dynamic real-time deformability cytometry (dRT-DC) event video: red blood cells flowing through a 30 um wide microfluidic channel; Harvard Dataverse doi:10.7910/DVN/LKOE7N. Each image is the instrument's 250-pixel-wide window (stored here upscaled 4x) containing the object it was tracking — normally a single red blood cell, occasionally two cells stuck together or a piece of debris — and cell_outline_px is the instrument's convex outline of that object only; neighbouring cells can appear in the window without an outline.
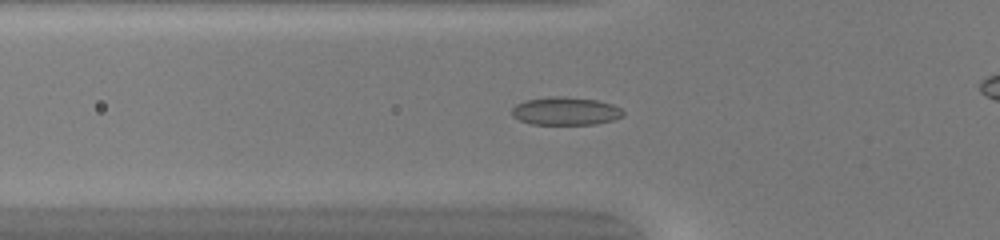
{"species": "common noctule bat (a hibernating species)", "species_latin": "Nyctalus noctula", "temperature_condition": "warm", "stored_images_in_passage": 52, "camera_frame_rate_fps": 3000, "um_per_image_px": 0.085, "animal": {"sex": "female", "body_mass_g": 20.0, "forearm_length_mm": 54.0}, "frame": {"image": 1, "passage_image": 19, "time_ms": 6.0, "image_size_px": [1000, 240], "cell_outline_px": [[624, 116], [612, 120], [596, 124], [532, 124], [520, 120], [512, 116], [512, 108], [516, 104], [524, 100], [552, 96], [564, 96], [596, 100], [612, 104], [620, 108], [624, 112]], "centroid_in_image_um": [48.06, 9.44], "position_along_channel_um": 77.7, "area_um2": 18.21}}
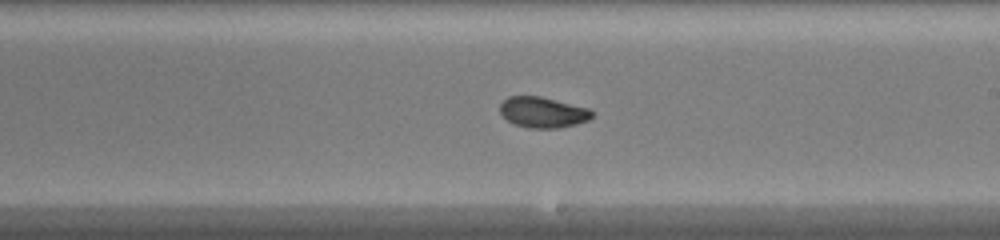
{"frame": {"image": 2, "passage_image": 31, "time_ms": 10.0, "image_size_px": [1000, 240], "cell_outline_px": [[592, 116], [588, 120], [576, 124], [556, 128], [528, 128], [512, 124], [500, 112], [500, 104], [508, 96], [540, 96], [588, 108], [592, 112]], "centroid_in_image_um": [46.11, 9.55], "position_along_channel_um": 242.9, "area_um2": 16.36}}
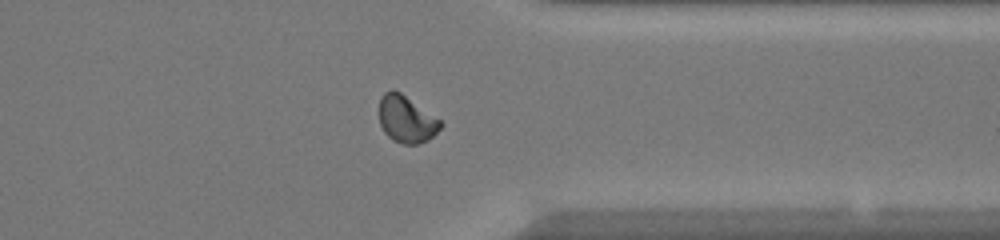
{"frame": {"image": 3, "passage_image": 41, "time_ms": 13.333, "image_size_px": [1000, 240], "cell_outline_px": [[444, 124], [428, 140], [416, 144], [404, 144], [392, 140], [384, 132], [380, 124], [380, 96], [384, 92], [392, 88], [400, 92], [440, 120]], "centroid_in_image_um": [34.52, 10.13], "position_along_channel_um": 376.9, "area_um2": 16.65}, "authors_computed_cell_mechanics": {"area_um2": 16.6753, "velocity_mm_per_s": 4.122, "shape_relaxation_time_tau1_ms": 11.1209, "shape_relaxation_time_tau2_ms": 0.9292, "deformation_change_tau1": 0.2413, "deformation_change_tau2": 0.0463}}